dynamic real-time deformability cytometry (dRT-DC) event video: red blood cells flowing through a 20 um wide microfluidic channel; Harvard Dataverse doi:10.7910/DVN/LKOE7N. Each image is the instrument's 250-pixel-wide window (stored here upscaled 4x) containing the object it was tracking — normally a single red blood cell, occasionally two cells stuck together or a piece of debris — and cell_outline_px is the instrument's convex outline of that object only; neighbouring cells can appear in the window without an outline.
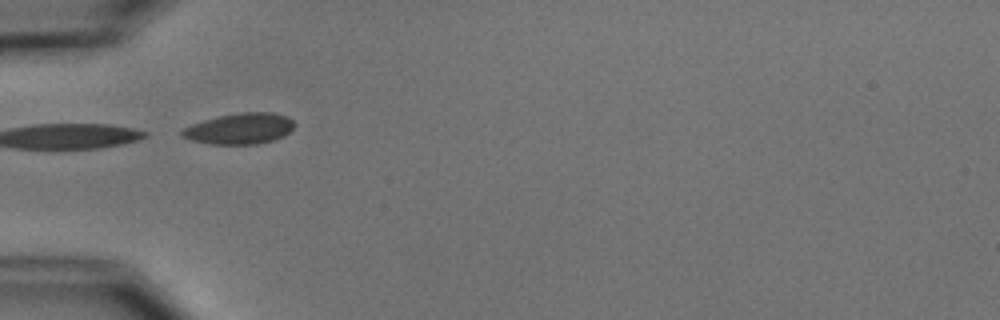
{"species": "common noctule bat (a hibernating species)", "species_latin": "Nyctalus noctula", "temperature_condition": "cold", "stored_images_in_passage": 6, "camera_frame_rate_fps": 3000, "um_per_image_px": 0.085, "animal": {"sex": "male", "body_mass_g": 15.6}, "frame": {"image": 1, "passage_image": 5, "time_ms": 4.667, "image_size_px": [1000, 320], "cell_outline_px": [[296, 124], [284, 136], [272, 140], [256, 144], [208, 144], [192, 140], [180, 136], [180, 128], [204, 120], [220, 116], [240, 112], [272, 112], [288, 116]], "centroid_in_image_um": [20.35, 10.93], "position_along_channel_um": 64.6, "area_um2": 20.35}}